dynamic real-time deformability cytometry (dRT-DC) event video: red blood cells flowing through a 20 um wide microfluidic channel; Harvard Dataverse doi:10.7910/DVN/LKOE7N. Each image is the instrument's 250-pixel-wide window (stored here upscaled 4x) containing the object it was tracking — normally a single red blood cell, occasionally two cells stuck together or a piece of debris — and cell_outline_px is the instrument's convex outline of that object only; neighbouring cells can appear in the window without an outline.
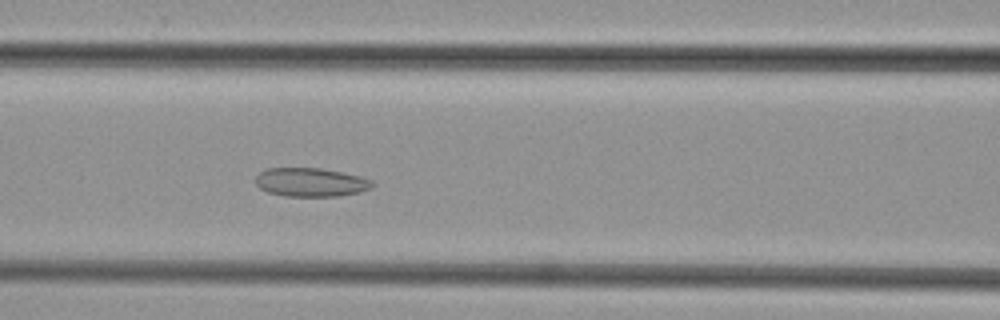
{"species": "common noctule bat (a hibernating species)", "species_latin": "Nyctalus noctula", "temperature_condition": "cold", "stored_images_in_passage": 37, "camera_frame_rate_fps": 3000, "um_per_image_px": 0.085, "animal": {"sex": "female", "body_mass_g": 29.2, "forearm_length_mm": 56.3}, "frame": {"image": 1, "passage_image": 13, "time_ms": 4.0, "image_size_px": [1000, 320], "cell_outline_px": [[376, 184], [372, 188], [360, 192], [336, 196], [284, 196], [268, 192], [260, 188], [256, 184], [256, 176], [264, 168], [320, 168], [360, 176], [372, 180]], "centroid_in_image_um": [26.43, 15.49], "position_along_channel_um": 140.2, "area_um2": 19.59}}
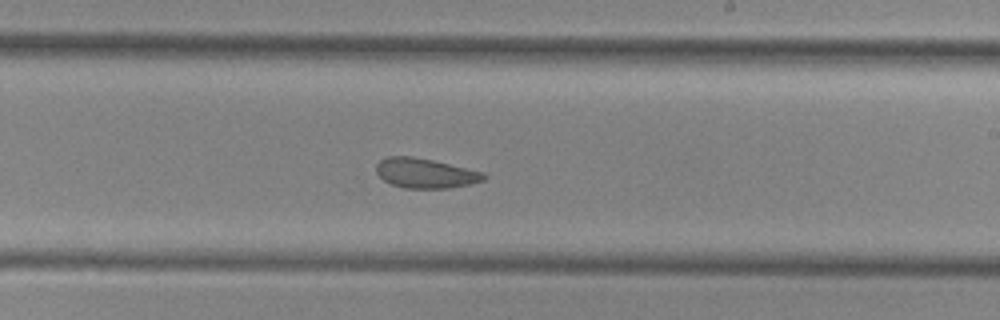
{"frame": {"image": 2, "passage_image": 21, "time_ms": 6.667, "image_size_px": [1000, 320], "cell_outline_px": [[488, 176], [484, 180], [468, 184], [448, 188], [404, 188], [392, 184], [384, 180], [376, 172], [376, 164], [380, 160], [388, 156], [412, 156], [432, 160], [484, 172]], "centroid_in_image_um": [36.14, 14.71], "position_along_channel_um": 252.9, "area_um2": 18.55}}
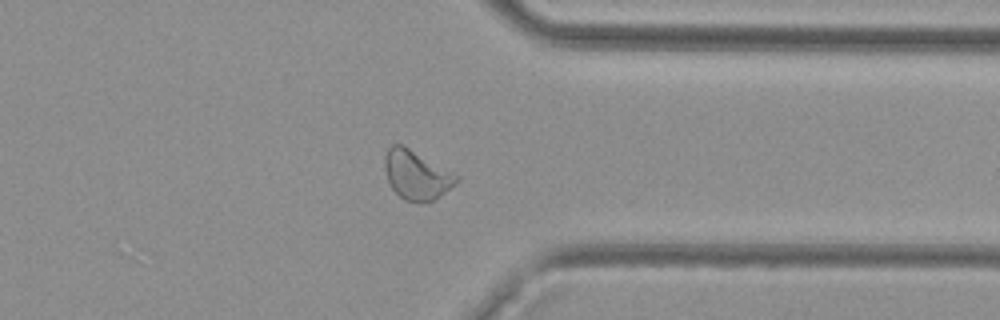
{"frame": {"image": 3, "passage_image": 30, "time_ms": 9.667, "image_size_px": [1000, 320], "cell_outline_px": [[460, 180], [456, 184], [432, 200], [420, 204], [404, 200], [392, 188], [388, 180], [384, 168], [384, 156], [388, 148], [392, 144], [404, 144], [460, 176]], "centroid_in_image_um": [35.4, 14.85], "position_along_channel_um": 376.0, "area_um2": 20.75}}